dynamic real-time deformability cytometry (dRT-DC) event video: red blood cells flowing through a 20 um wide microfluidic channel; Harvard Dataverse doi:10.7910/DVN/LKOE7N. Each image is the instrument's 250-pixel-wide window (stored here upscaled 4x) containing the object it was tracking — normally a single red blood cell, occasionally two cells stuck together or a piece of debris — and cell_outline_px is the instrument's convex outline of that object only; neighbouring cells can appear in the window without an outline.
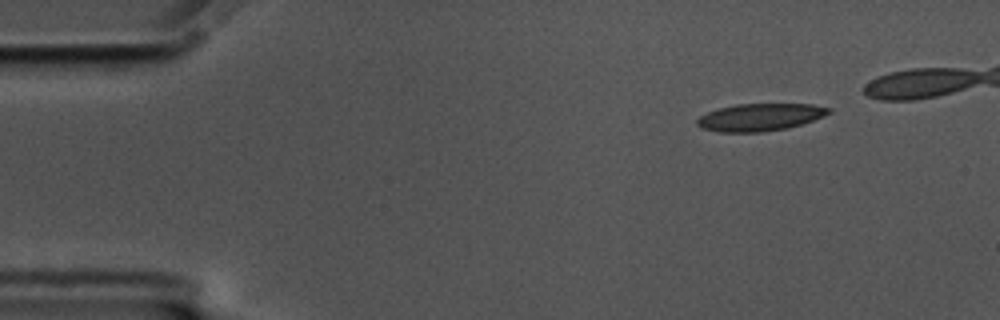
{"species": "common noctule bat (a hibernating species)", "species_latin": "Nyctalus noctula", "temperature_condition": "cold", "stored_images_in_passage": 44, "camera_frame_rate_fps": 3000, "um_per_image_px": 0.085, "animal": {"sex": "male", "body_mass_g": 17.5, "forearm_length_mm": 52.3}, "frame": {"image": 1, "passage_image": 1, "time_ms": 0.0, "image_size_px": [1000, 320], "cell_outline_px": [[832, 112], [824, 116], [788, 128], [764, 132], [720, 132], [700, 128], [696, 124], [696, 120], [700, 116], [708, 112], [720, 108], [736, 104], [812, 104], [832, 108]], "centroid_in_image_um": [64.6, 9.96], "position_along_channel_um": 20.4, "area_um2": 21.04}}
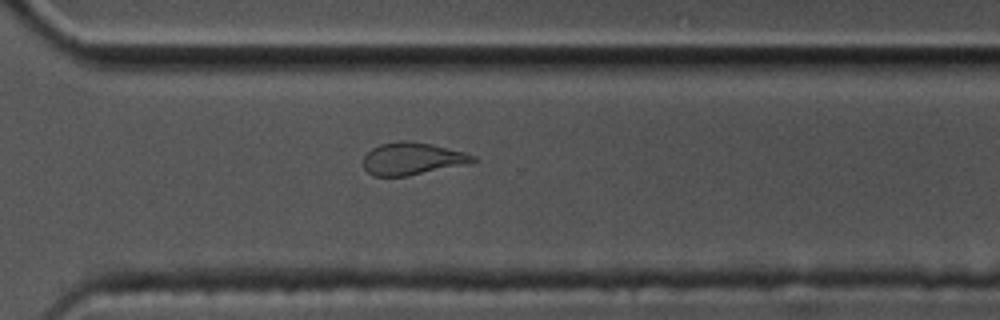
{"frame": {"image": 2, "passage_image": 35, "time_ms": 11.333, "image_size_px": [1000, 320], "cell_outline_px": [[476, 160], [472, 164], [408, 176], [372, 176], [364, 168], [364, 156], [372, 148], [380, 144], [400, 140], [404, 140], [432, 144], [464, 152], [476, 156]], "centroid_in_image_um": [35.08, 13.5], "position_along_channel_um": 335.5, "area_um2": 20.92}}
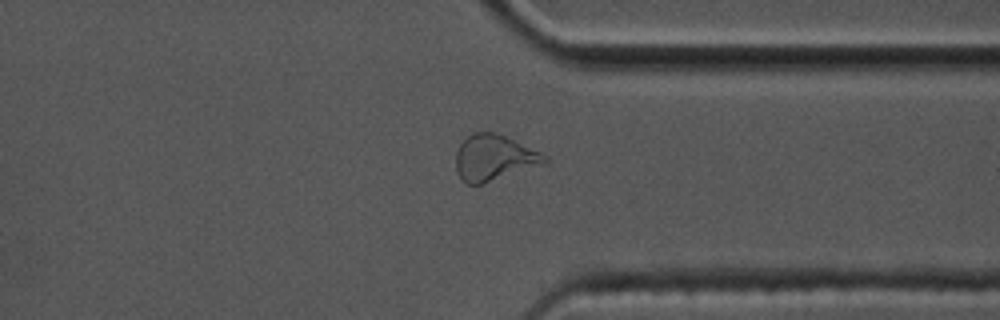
{"frame": {"image": 3, "passage_image": 38, "time_ms": 12.333, "image_size_px": [1000, 320], "cell_outline_px": [[548, 164], [480, 184], [468, 184], [460, 180], [456, 172], [456, 152], [460, 144], [468, 136], [476, 132], [496, 132], [540, 152], [548, 156]], "centroid_in_image_um": [42.01, 13.43], "position_along_channel_um": 369.4, "area_um2": 23.81}, "authors_computed_cell_mechanics": {"area_um2": 21.386, "velocity_mm_per_s": 3.4962, "shape_relaxation_time_tau1_ms": null, "shape_relaxation_time_tau2_ms": 2.9332, "deformation_change_tau1": null, "deformation_change_tau2": 0.1016}}